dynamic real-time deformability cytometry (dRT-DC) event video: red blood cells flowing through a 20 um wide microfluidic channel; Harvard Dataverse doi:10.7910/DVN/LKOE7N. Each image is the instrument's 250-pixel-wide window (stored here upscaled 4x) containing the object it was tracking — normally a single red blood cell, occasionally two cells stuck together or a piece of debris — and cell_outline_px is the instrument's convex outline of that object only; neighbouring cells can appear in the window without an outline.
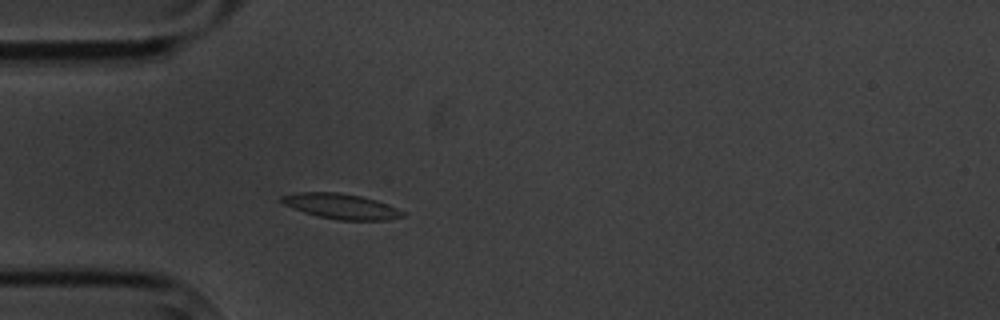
{"species": "common noctule bat (a hibernating species)", "species_latin": "Nyctalus noctula", "temperature_condition": "cold", "stored_images_in_passage": 4, "camera_frame_rate_fps": 3000, "um_per_image_px": 0.085, "animal": {"sex": "male", "body_mass_g": 20.1, "forearm_length_mm": 53.5}, "frame": {"image": 1, "passage_image": 4, "time_ms": 3.333, "image_size_px": [1000, 320], "cell_outline_px": [[404, 216], [388, 220], [336, 220], [304, 212], [284, 204], [280, 200], [280, 196], [300, 192], [336, 192], [360, 196], [376, 200], [388, 204], [404, 212]], "centroid_in_image_um": [29.0, 17.53], "position_along_channel_um": 56.0, "area_um2": 17.63}}